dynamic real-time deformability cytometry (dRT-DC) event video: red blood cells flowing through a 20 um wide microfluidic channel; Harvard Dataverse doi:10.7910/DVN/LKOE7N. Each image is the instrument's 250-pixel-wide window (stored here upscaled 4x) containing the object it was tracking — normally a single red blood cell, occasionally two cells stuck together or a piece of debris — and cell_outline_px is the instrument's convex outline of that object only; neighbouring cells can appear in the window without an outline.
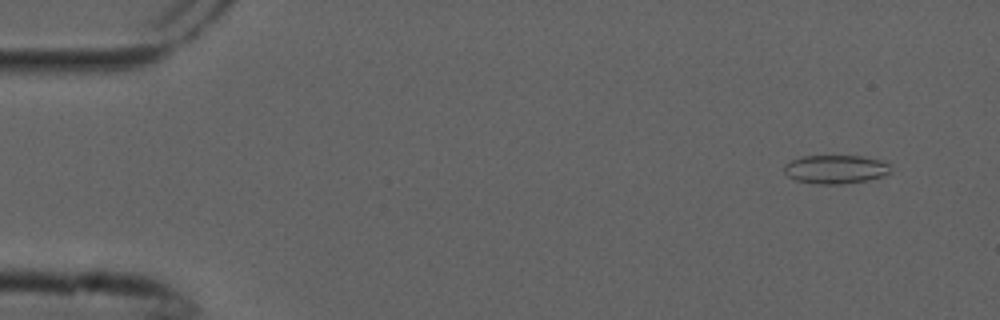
{"species": "common noctule bat (a hibernating species)", "species_latin": "Nyctalus noctula", "temperature_condition": "cold", "stored_images_in_passage": 4, "camera_frame_rate_fps": 3000, "um_per_image_px": 0.085, "animal": {"sex": "male", "forearm_length_mm": 52.5}, "frame": {"image": 1, "passage_image": 1, "time_ms": 0.0, "image_size_px": [1000, 320], "cell_outline_px": [[888, 172], [884, 176], [868, 180], [840, 184], [820, 184], [796, 180], [788, 176], [784, 172], [784, 164], [792, 160], [804, 156], [860, 156], [876, 160], [888, 164]], "centroid_in_image_um": [70.96, 14.39], "position_along_channel_um": 14.0, "area_um2": 17.4}}